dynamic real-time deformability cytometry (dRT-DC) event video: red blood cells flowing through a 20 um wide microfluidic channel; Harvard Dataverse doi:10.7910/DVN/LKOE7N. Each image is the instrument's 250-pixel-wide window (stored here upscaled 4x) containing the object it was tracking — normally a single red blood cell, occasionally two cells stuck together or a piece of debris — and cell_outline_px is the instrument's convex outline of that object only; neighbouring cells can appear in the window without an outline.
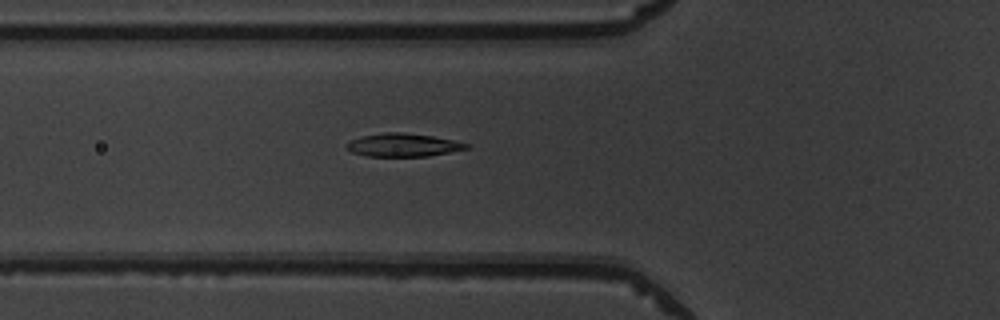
{"species": "common noctule bat (a hibernating species)", "species_latin": "Nyctalus noctula", "temperature_condition": "warm", "stored_images_in_passage": 48, "camera_frame_rate_fps": 3000, "um_per_image_px": 0.085, "animal": {"sex": "male", "body_mass_g": 19.5, "forearm_length_mm": 54.6}, "frame": {"image": 1, "passage_image": 15, "time_ms": 4.667, "image_size_px": [1000, 320], "cell_outline_px": [[468, 148], [428, 156], [368, 156], [352, 152], [348, 148], [348, 140], [360, 136], [384, 132], [400, 132], [432, 136], [452, 140], [468, 144]], "centroid_in_image_um": [34.21, 12.32], "position_along_channel_um": 91.6, "area_um2": 15.9}}
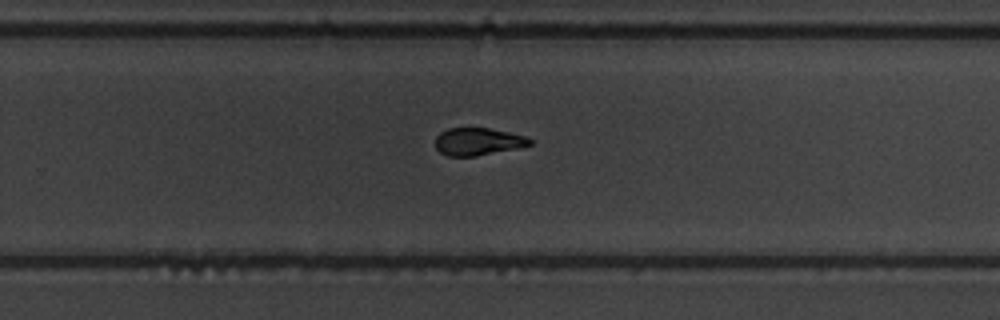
{"frame": {"image": 2, "passage_image": 30, "time_ms": 9.667, "image_size_px": [1000, 320], "cell_outline_px": [[532, 144], [516, 148], [476, 156], [448, 156], [440, 152], [436, 148], [436, 136], [440, 132], [448, 128], [488, 128], [528, 136], [532, 140]], "centroid_in_image_um": [40.62, 12.03], "position_along_channel_um": 289.2, "area_um2": 15.09}}
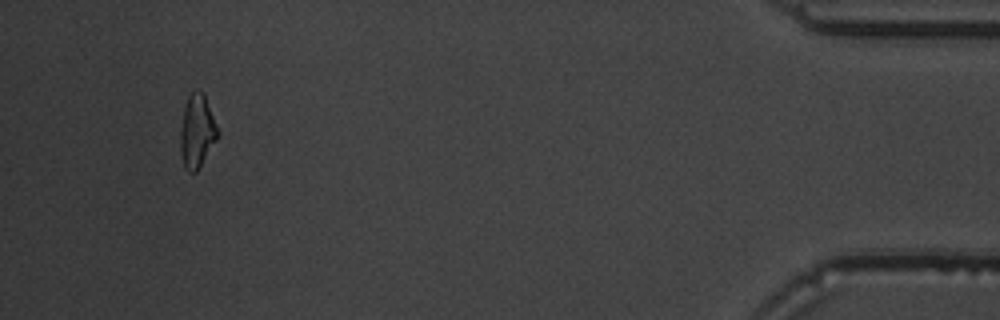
{"frame": {"image": 3, "passage_image": 45, "time_ms": 14.667, "image_size_px": [1000, 320], "cell_outline_px": [[220, 132], [216, 140], [196, 172], [188, 172], [184, 168], [180, 156], [180, 128], [184, 108], [188, 96], [192, 92], [204, 92]], "centroid_in_image_um": [16.74, 11.17], "position_along_channel_um": 418.5, "area_um2": 16.01}, "authors_computed_cell_mechanics": {"area_um2": 15.9528, "velocity_mm_per_s": 3.9596, "shape_relaxation_time_tau1_ms": 4.2671, "shape_relaxation_time_tau2_ms": 1.9914, "deformation_change_tau1": 0.1636, "deformation_change_tau2": 0.0946}}